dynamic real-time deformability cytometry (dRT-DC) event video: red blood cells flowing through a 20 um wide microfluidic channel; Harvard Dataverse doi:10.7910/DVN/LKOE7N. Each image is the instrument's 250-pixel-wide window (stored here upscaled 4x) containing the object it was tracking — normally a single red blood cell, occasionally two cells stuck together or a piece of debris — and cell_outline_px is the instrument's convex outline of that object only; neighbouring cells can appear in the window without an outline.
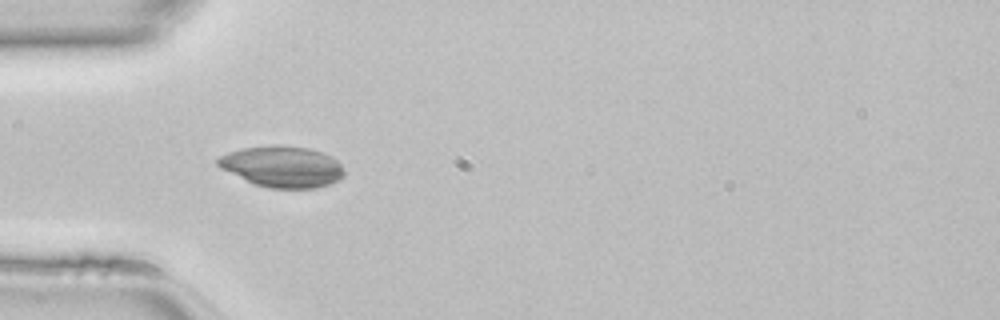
{"species": "common noctule bat (a hibernating species)", "species_latin": "Nyctalus noctula", "temperature_condition": "room temperature", "stored_images_in_passage": 33, "camera_frame_rate_fps": 3000, "um_per_image_px": 0.085, "animal": {"sex": "female", "body_mass_g": 22.7, "forearm_length_mm": 54.2}, "frame": {"image": 1, "passage_image": 1, "time_ms": 0.0, "image_size_px": [1000, 320], "cell_outline_px": [[344, 176], [340, 180], [316, 188], [268, 188], [256, 184], [220, 168], [216, 164], [216, 160], [220, 156], [228, 152], [244, 148], [272, 144], [280, 144], [308, 148], [324, 152], [332, 156], [340, 164], [344, 172]], "centroid_in_image_um": [24.01, 14.14], "position_along_channel_um": 61.0, "area_um2": 30.4}}
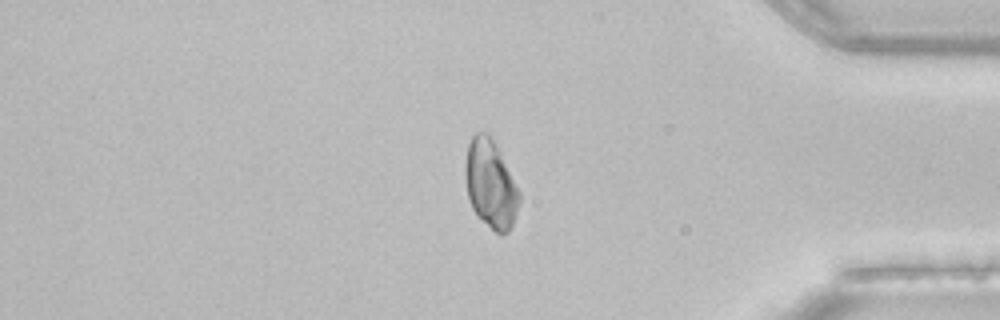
{"frame": {"image": 2, "passage_image": 26, "time_ms": 8.333, "image_size_px": [1000, 320], "cell_outline_px": [[520, 200], [512, 224], [508, 232], [496, 232], [476, 216], [468, 200], [464, 176], [464, 164], [468, 144], [472, 136], [476, 132], [488, 132], [492, 136], [520, 192]], "centroid_in_image_um": [41.66, 15.61], "position_along_channel_um": 393.5, "area_um2": 27.92}}
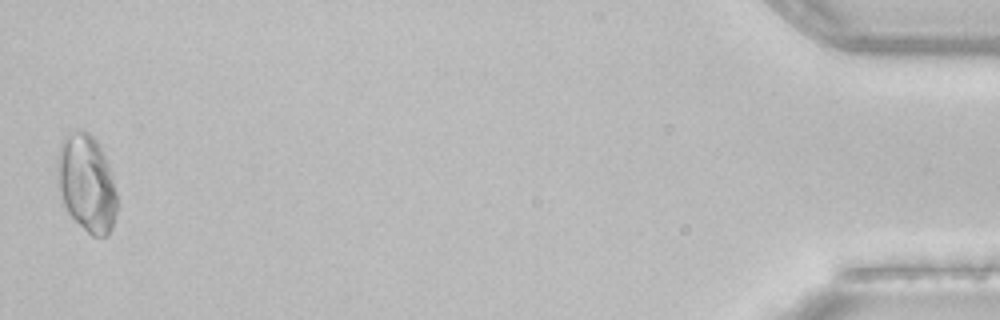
{"frame": {"image": 3, "passage_image": 33, "time_ms": 10.667, "image_size_px": [1000, 320], "cell_outline_px": [[116, 212], [112, 228], [108, 236], [92, 236], [68, 212], [64, 204], [60, 192], [56, 156], [60, 140], [68, 132], [88, 132], [96, 140], [108, 164], [112, 176], [116, 192]], "centroid_in_image_um": [7.35, 15.56], "position_along_channel_um": 427.8, "area_um2": 33.47}}